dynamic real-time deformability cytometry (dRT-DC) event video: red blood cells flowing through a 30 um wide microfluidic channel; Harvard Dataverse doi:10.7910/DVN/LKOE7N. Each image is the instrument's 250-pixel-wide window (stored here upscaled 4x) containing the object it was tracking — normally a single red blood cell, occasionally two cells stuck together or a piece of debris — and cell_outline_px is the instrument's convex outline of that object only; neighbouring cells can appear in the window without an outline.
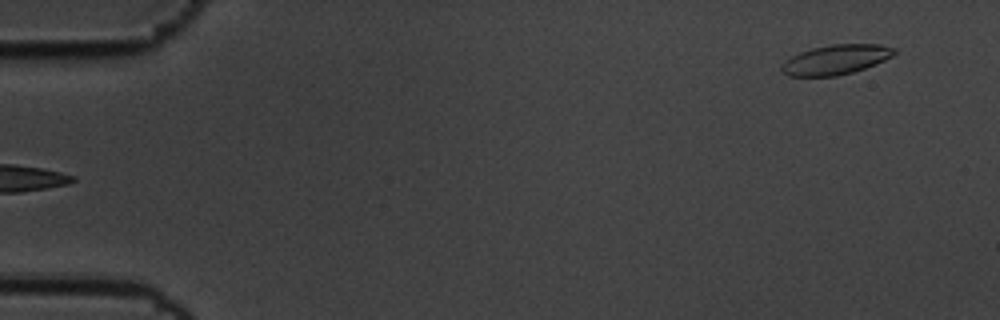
{"species": "common noctule bat (a hibernating species)", "species_latin": "Nyctalus noctula", "temperature_condition": "cold", "stored_images_in_passage": 6, "camera_frame_rate_fps": 3000, "um_per_image_px": 0.085, "animal": {"sex": "male", "body_mass_g": 19.5, "forearm_length_mm": 54.6}, "frame": {"image": 1, "passage_image": 6, "time_ms": 1.667, "image_size_px": [1000, 320], "cell_outline_px": [[896, 52], [892, 56], [876, 64], [852, 72], [836, 76], [788, 76], [780, 72], [780, 68], [792, 56], [800, 52], [812, 48], [832, 44], [880, 44], [896, 48]], "centroid_in_image_um": [71.06, 5.07], "position_along_channel_um": 13.9, "area_um2": 19.42}}